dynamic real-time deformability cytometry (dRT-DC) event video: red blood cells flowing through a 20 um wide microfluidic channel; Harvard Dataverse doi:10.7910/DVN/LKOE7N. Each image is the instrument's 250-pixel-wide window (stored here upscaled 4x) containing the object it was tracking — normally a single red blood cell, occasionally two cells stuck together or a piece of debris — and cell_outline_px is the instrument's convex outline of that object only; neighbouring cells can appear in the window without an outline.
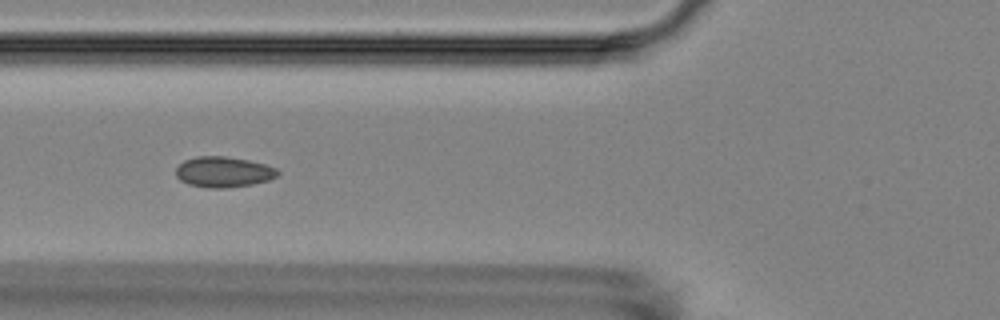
{"species": "Egyptian fruit bat (a non-hibernating species)", "species_latin": "Rousettus aegyptiacus", "temperature_condition": "room temperature", "stored_images_in_passage": 5, "camera_frame_rate_fps": 3000, "um_per_image_px": 0.085, "animal": {"sex": "female"}, "frame": {"image": 1, "passage_image": 4, "time_ms": 4.333, "image_size_px": [1000, 320], "cell_outline_px": [[280, 172], [276, 176], [268, 180], [252, 184], [224, 188], [208, 188], [188, 184], [180, 180], [176, 176], [176, 168], [184, 160], [196, 156], [224, 156], [248, 160], [264, 164], [276, 168]], "centroid_in_image_um": [18.97, 14.61], "position_along_channel_um": 106.8, "area_um2": 18.09}}